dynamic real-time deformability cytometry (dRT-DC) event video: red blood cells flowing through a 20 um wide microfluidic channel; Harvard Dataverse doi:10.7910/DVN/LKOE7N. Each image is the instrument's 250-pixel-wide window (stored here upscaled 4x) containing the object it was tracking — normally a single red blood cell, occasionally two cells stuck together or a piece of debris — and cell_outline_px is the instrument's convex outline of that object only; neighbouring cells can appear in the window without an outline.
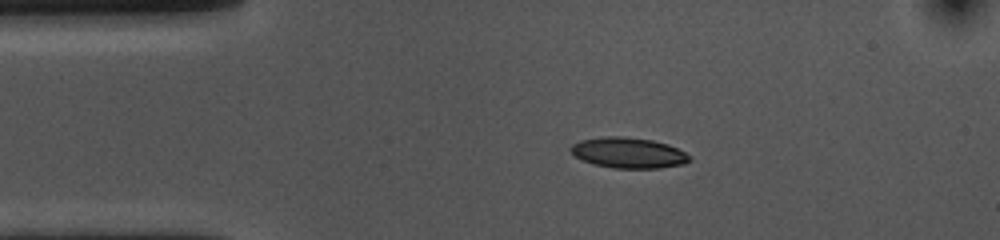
{"species": "common noctule bat (a hibernating species)", "species_latin": "Nyctalus noctula", "temperature_condition": "cold", "stored_images_in_passage": 46, "camera_frame_rate_fps": 3000, "um_per_image_px": 0.085, "animal": {"sex": "female", "body_mass_g": 10.0, "forearm_length_mm": 53.1}, "frame": {"image": 1, "passage_image": 1, "time_ms": 0.0, "image_size_px": [1000, 240], "cell_outline_px": [[692, 160], [684, 164], [660, 168], [612, 168], [596, 164], [584, 160], [576, 156], [568, 148], [572, 144], [580, 140], [604, 136], [620, 136], [652, 140], [668, 144], [692, 156]], "centroid_in_image_um": [53.44, 12.98], "position_along_channel_um": 31.6, "area_um2": 21.15}}
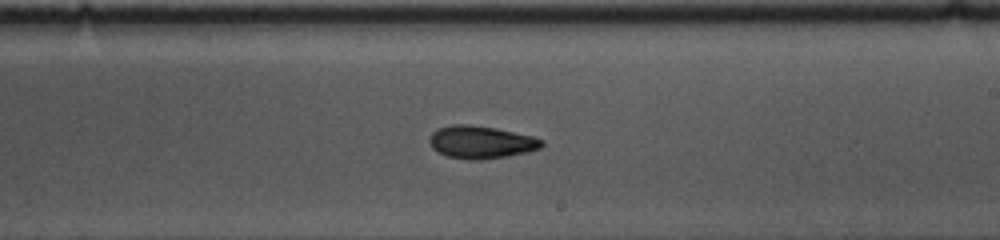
{"frame": {"image": 2, "passage_image": 22, "time_ms": 7.0, "image_size_px": [1000, 240], "cell_outline_px": [[544, 144], [540, 148], [528, 152], [480, 160], [468, 160], [448, 156], [432, 148], [428, 140], [428, 136], [436, 128], [452, 124], [468, 124], [496, 128], [532, 136], [544, 140]], "centroid_in_image_um": [40.86, 12.07], "position_along_channel_um": 248.1, "area_um2": 21.44}}
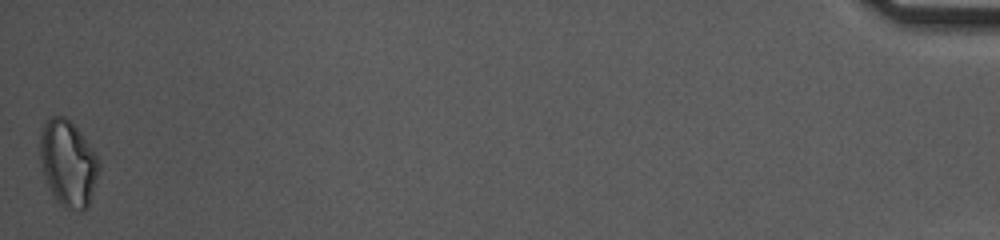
{"frame": {"image": 3, "passage_image": 46, "time_ms": 15.0, "image_size_px": [1000, 240], "cell_outline_px": [[100, 168], [88, 208], [84, 212], [80, 212], [64, 208], [56, 200], [44, 176], [40, 160], [40, 136], [44, 120], [52, 116], [64, 116], [80, 132], [96, 156], [100, 164]], "centroid_in_image_um": [5.78, 13.91], "position_along_channel_um": 429.4, "area_um2": 29.54}, "authors_computed_cell_mechanics": {"area_um2": 21.097, "velocity_mm_per_s": 3.5509, "shape_relaxation_time_tau1_ms": 5.6794, "shape_relaxation_time_tau2_ms": 11.181, "deformation_change_tau1": 0.1334, "deformation_change_tau2": 0.1848}}